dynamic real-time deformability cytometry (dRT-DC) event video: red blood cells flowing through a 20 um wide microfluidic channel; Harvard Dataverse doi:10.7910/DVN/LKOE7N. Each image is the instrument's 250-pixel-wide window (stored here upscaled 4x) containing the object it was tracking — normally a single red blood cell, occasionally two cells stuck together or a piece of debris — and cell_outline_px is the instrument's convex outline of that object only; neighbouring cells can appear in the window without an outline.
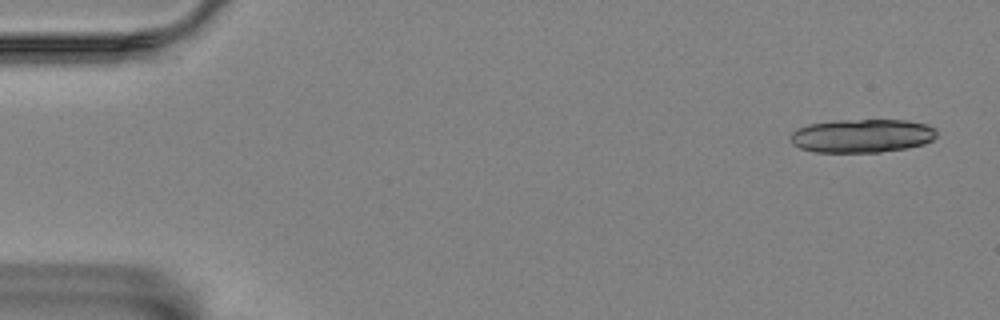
{"species": "Egyptian fruit bat (a non-hibernating species)", "species_latin": "Rousettus aegyptiacus", "temperature_condition": "room temperature", "stored_images_in_passage": 5, "camera_frame_rate_fps": 3000, "um_per_image_px": 0.085, "animal": {"sex": "female"}, "frame": {"image": 1, "passage_image": 1, "time_ms": 0.0, "image_size_px": [1000, 320], "cell_outline_px": [[936, 136], [932, 140], [924, 144], [908, 148], [880, 152], [812, 152], [800, 148], [792, 144], [792, 132], [796, 128], [808, 124], [832, 120], [908, 120], [928, 124], [936, 128]], "centroid_in_image_um": [73.28, 11.54], "position_along_channel_um": 11.7, "area_um2": 28.9}}
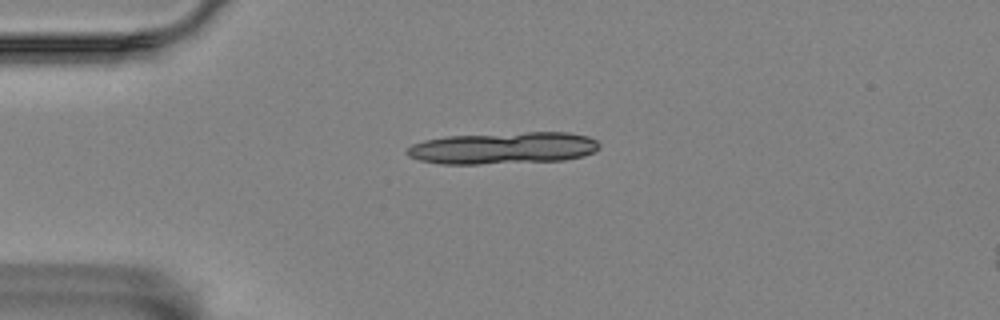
{"frame": {"image": 2, "passage_image": 4, "time_ms": 3.667, "image_size_px": [1000, 320], "cell_outline_px": [[600, 148], [596, 152], [584, 156], [564, 160], [480, 164], [440, 164], [420, 160], [408, 156], [404, 152], [412, 144], [424, 140], [448, 136], [524, 132], [568, 132], [588, 136], [596, 140], [600, 144]], "centroid_in_image_um": [42.8, 12.58], "position_along_channel_um": 42.2, "area_um2": 36.01}}